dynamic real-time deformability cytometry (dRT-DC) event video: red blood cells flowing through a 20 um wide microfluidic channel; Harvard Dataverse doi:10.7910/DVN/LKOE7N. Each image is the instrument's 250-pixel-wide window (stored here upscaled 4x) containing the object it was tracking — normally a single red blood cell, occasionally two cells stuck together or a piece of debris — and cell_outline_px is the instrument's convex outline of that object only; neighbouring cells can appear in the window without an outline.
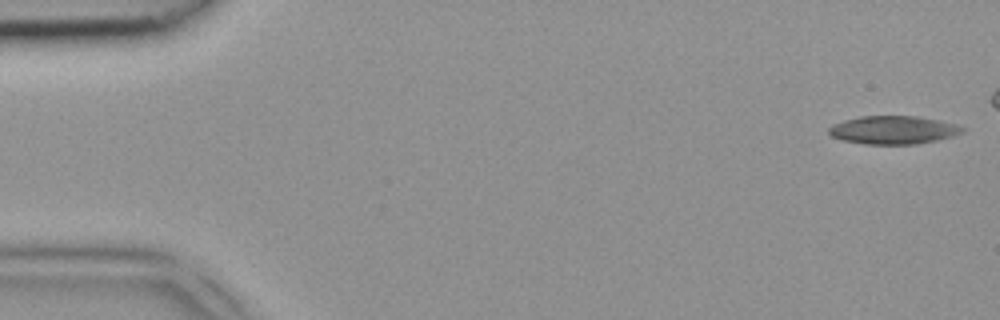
{"species": "common noctule bat (a hibernating species)", "species_latin": "Nyctalus noctula", "temperature_condition": "room temperature", "stored_images_in_passage": 7, "camera_frame_rate_fps": 3000, "um_per_image_px": 0.085, "animal": {"sex": "female", "body_mass_g": 18.4}, "frame": {"image": 1, "passage_image": 1, "time_ms": 0.0, "image_size_px": [1000, 320], "cell_outline_px": [[968, 128], [964, 132], [952, 136], [936, 140], [916, 144], [864, 144], [844, 140], [832, 136], [828, 132], [828, 128], [832, 124], [844, 120], [860, 116], [916, 116], [940, 120], [956, 124]], "centroid_in_image_um": [75.96, 11.04], "position_along_channel_um": 9.0, "area_um2": 22.02}}